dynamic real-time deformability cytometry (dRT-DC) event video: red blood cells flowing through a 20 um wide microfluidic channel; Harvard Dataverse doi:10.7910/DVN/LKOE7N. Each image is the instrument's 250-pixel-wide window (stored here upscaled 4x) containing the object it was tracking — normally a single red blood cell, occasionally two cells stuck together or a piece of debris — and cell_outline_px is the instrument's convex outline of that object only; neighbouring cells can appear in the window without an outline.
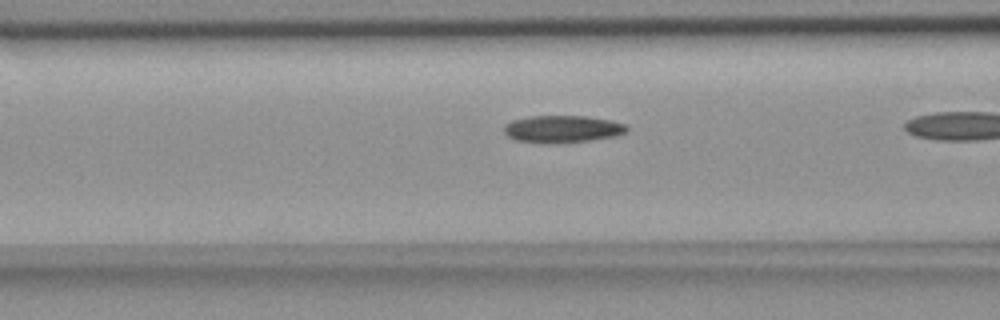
{"species": "common noctule bat (a hibernating species)", "species_latin": "Nyctalus noctula", "temperature_condition": "room temperature", "stored_images_in_passage": 16, "camera_frame_rate_fps": 3000, "um_per_image_px": 0.085, "animal": {"sex": "female", "body_mass_g": 18.4}, "frame": {"image": 1, "passage_image": 12, "time_ms": 3.667, "image_size_px": [1000, 320], "cell_outline_px": [[628, 132], [616, 136], [588, 140], [516, 140], [508, 136], [504, 132], [504, 124], [512, 120], [528, 116], [588, 116], [612, 120], [624, 124], [628, 128]], "centroid_in_image_um": [47.86, 10.9], "position_along_channel_um": 118.7, "area_um2": 18.55}}